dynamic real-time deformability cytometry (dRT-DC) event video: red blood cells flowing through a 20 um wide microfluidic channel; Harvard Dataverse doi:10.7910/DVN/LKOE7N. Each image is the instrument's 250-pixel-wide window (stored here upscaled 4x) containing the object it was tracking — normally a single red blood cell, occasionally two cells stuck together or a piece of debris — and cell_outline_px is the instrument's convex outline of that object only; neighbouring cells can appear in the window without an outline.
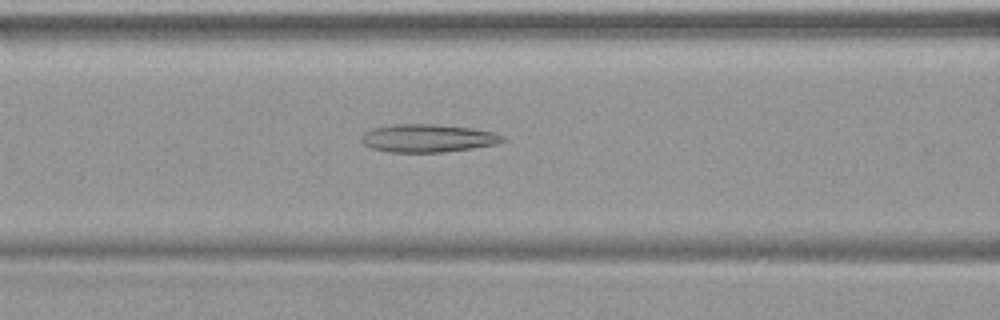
{"species": "common noctule bat (a hibernating species)", "species_latin": "Nyctalus noctula", "temperature_condition": "warm", "stored_images_in_passage": 48, "camera_frame_rate_fps": 3000, "um_per_image_px": 0.085, "animal": {"sex": "female", "body_mass_g": 19.9}, "frame": {"image": 1, "passage_image": 20, "time_ms": 6.333, "image_size_px": [1000, 320], "cell_outline_px": [[508, 140], [496, 144], [472, 148], [444, 152], [388, 152], [372, 148], [364, 144], [360, 140], [360, 136], [364, 132], [372, 128], [396, 124], [432, 124], [472, 128], [496, 132], [504, 136]], "centroid_in_image_um": [36.38, 11.74], "position_along_channel_um": 130.2, "area_um2": 23.18}}
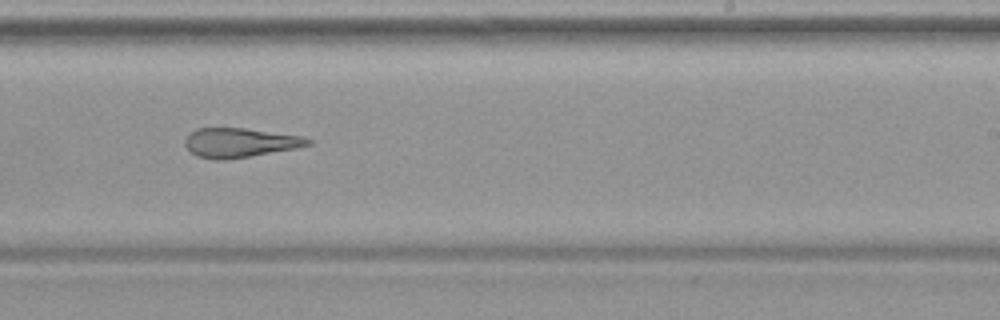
{"frame": {"image": 2, "passage_image": 30, "time_ms": 9.667, "image_size_px": [1000, 320], "cell_outline_px": [[312, 144], [296, 148], [224, 160], [216, 160], [196, 156], [184, 144], [184, 140], [196, 128], [244, 128], [300, 136], [312, 140]], "centroid_in_image_um": [20.36, 12.13], "position_along_channel_um": 268.6, "area_um2": 20.69}}
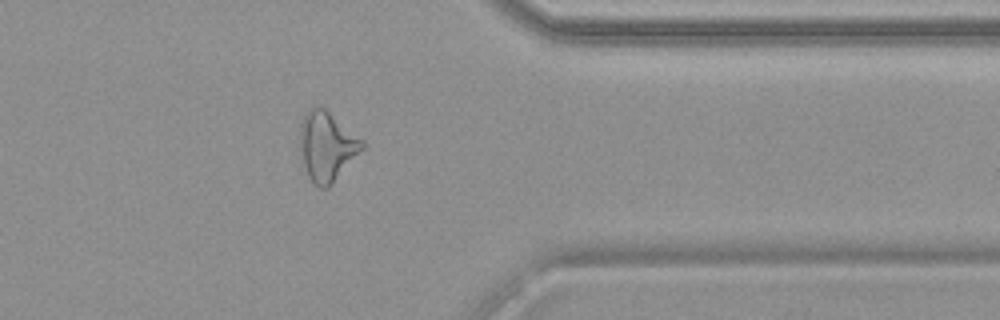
{"frame": {"image": 3, "passage_image": 39, "time_ms": 12.667, "image_size_px": [1000, 320], "cell_outline_px": [[364, 148], [332, 184], [328, 188], [320, 188], [308, 176], [304, 164], [300, 148], [300, 124], [304, 112], [312, 108], [324, 108], [364, 140]], "centroid_in_image_um": [27.79, 12.43], "position_along_channel_um": 383.6, "area_um2": 24.85}}